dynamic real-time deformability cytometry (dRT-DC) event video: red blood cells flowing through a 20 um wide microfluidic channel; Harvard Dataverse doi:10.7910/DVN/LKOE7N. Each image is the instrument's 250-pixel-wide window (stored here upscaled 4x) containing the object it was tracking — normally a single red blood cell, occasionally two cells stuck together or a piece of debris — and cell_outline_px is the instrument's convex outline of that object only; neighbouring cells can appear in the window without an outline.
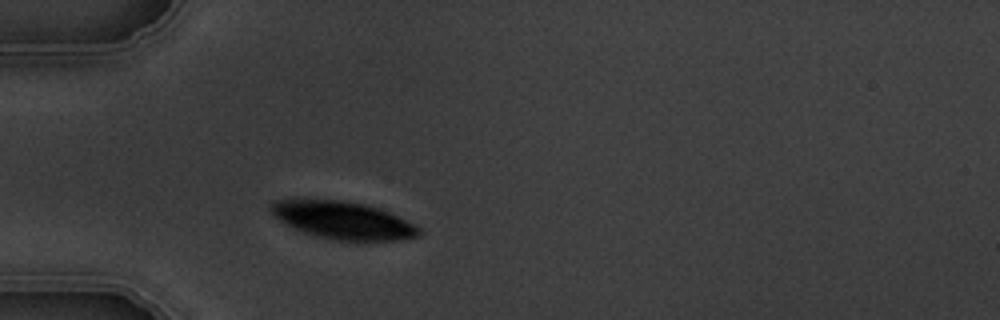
{"species": "common noctule bat (a hibernating species)", "species_latin": "Nyctalus noctula", "temperature_condition": "warm", "stored_images_in_passage": 2, "camera_frame_rate_fps": 3000, "um_per_image_px": 0.085, "animal": {"sex": "male", "body_mass_g": 19.5, "forearm_length_mm": 54.6}, "frame": {"image": 1, "passage_image": 2, "time_ms": 2.0, "image_size_px": [1000, 320], "cell_outline_px": [[420, 236], [396, 240], [332, 240], [300, 232], [292, 228], [280, 220], [268, 208], [272, 200], [340, 200], [364, 204], [380, 208], [420, 228]], "centroid_in_image_um": [29.1, 18.73], "position_along_channel_um": 55.9, "area_um2": 32.08}}